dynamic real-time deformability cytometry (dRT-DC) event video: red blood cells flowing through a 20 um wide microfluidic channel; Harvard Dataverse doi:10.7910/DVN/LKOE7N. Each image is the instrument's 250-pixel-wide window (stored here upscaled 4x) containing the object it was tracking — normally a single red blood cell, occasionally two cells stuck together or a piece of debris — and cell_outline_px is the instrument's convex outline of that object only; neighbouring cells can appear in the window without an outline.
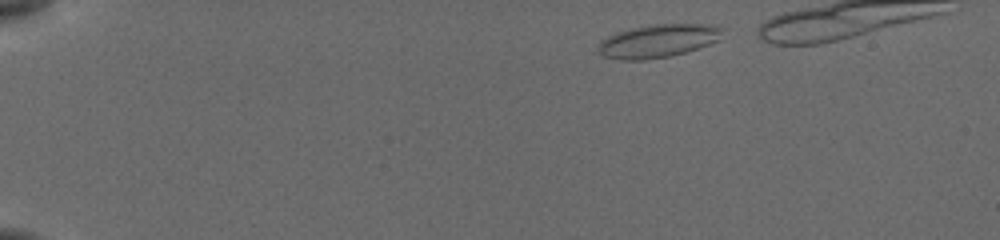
{"species": "common noctule bat (a hibernating species)", "species_latin": "Nyctalus noctula", "temperature_condition": "cold", "stored_images_in_passage": 9, "segment_of_instrument_passage": [1, 2], "camera_frame_rate_fps": 3000, "um_per_image_px": 0.085, "animal": {"sex": "female", "body_mass_g": 19.5, "forearm_length_mm": 54.1}, "frame": {"image": 1, "passage_image": 1, "time_ms": 0.0, "image_size_px": [1000, 240], "cell_outline_px": [[724, 28], [720, 40], [672, 56], [644, 60], [620, 60], [604, 56], [596, 48], [600, 40], [616, 32], [628, 28], [652, 24], [712, 24]], "centroid_in_image_um": [55.92, 3.47], "position_along_channel_um": 29.1, "area_um2": 24.28}}
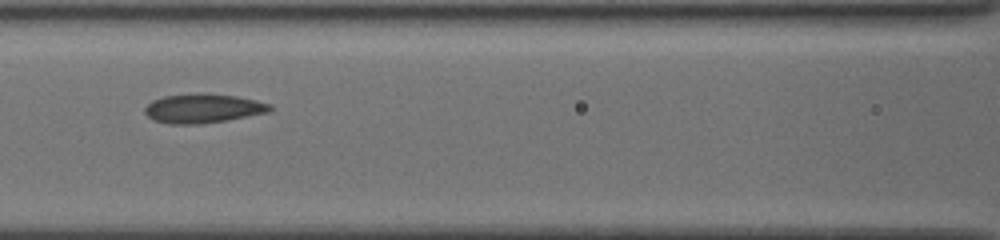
{"frame": {"image": 2, "passage_image": 7, "time_ms": 5.667, "image_size_px": [1000, 240], "cell_outline_px": [[272, 108], [268, 112], [224, 120], [200, 124], [168, 124], [156, 120], [148, 116], [144, 112], [144, 108], [152, 100], [164, 96], [196, 92], [208, 92], [236, 96], [256, 100], [272, 104]], "centroid_in_image_um": [17.24, 9.19], "position_along_channel_um": 149.4, "area_um2": 21.39}}